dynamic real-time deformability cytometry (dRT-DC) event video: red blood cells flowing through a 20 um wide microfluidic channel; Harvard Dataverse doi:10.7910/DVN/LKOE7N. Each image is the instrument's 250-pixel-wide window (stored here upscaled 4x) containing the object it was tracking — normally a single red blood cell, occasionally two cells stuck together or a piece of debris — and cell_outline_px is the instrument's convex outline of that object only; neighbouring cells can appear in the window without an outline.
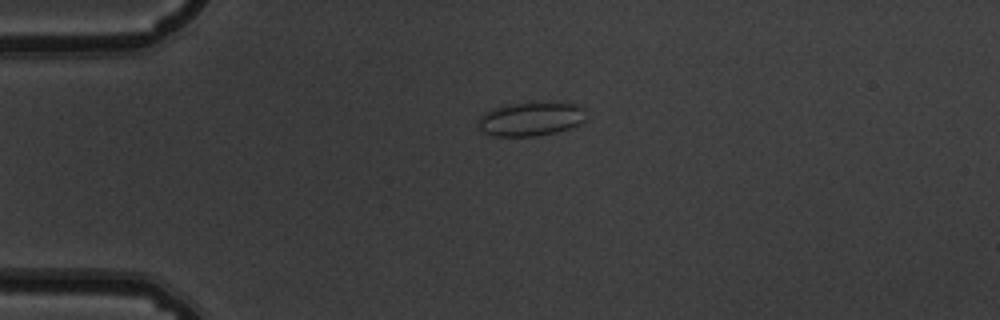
{"species": "common noctule bat (a hibernating species)", "species_latin": "Nyctalus noctula", "temperature_condition": "warm", "stored_images_in_passage": 41, "camera_frame_rate_fps": 3000, "um_per_image_px": 0.085, "animal": {"sex": "male", "body_mass_g": 19.5, "forearm_length_mm": 54.6}, "frame": {"image": 1, "passage_image": 1, "time_ms": 0.0, "image_size_px": [1000, 320], "cell_outline_px": [[588, 120], [572, 128], [556, 132], [536, 136], [492, 136], [484, 132], [480, 128], [480, 116], [484, 112], [492, 108], [512, 104], [580, 104], [584, 108]], "centroid_in_image_um": [45.18, 10.14], "position_along_channel_um": 39.8, "area_um2": 21.04}}
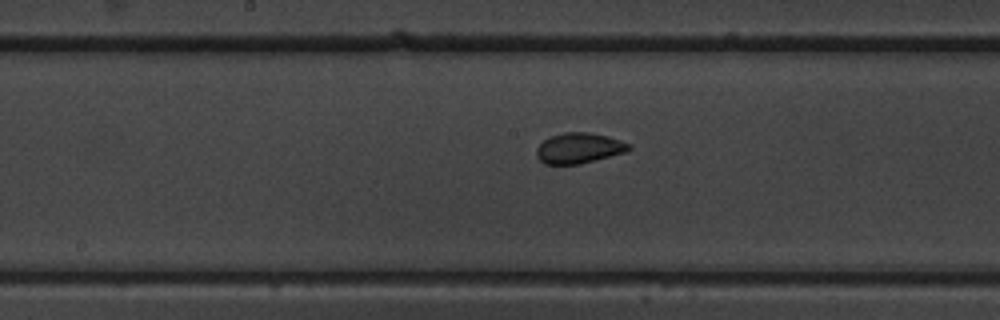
{"frame": {"image": 2, "passage_image": 16, "time_ms": 5.0, "image_size_px": [1000, 320], "cell_outline_px": [[632, 148], [628, 152], [580, 164], [544, 164], [536, 156], [536, 148], [544, 140], [552, 136], [564, 132], [588, 132], [608, 136], [632, 144]], "centroid_in_image_um": [49.25, 12.59], "position_along_channel_um": 198.9, "area_um2": 16.59}}
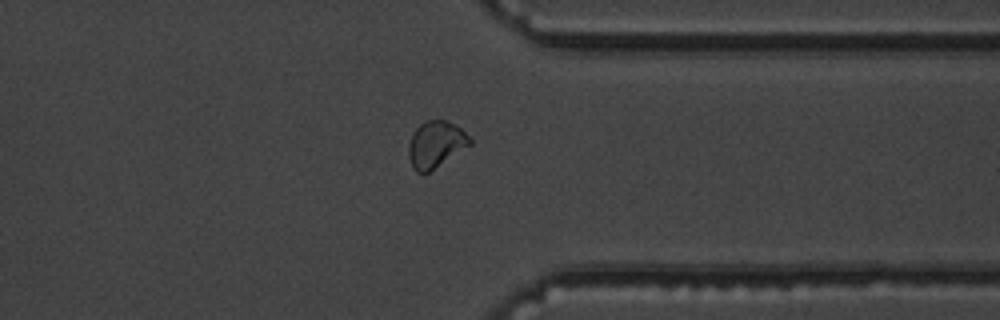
{"frame": {"image": 3, "passage_image": 30, "time_ms": 9.667, "image_size_px": [1000, 320], "cell_outline_px": [[472, 144], [428, 172], [416, 172], [412, 168], [408, 156], [408, 144], [412, 132], [424, 120], [444, 120], [456, 124], [472, 140]], "centroid_in_image_um": [37.01, 12.25], "position_along_channel_um": 374.4, "area_um2": 16.65}, "authors_computed_cell_mechanics": {"area_um2": 16.4152, "velocity_mm_per_s": 3.8037, "shape_relaxation_time_tau1_ms": 6.1913, "shape_relaxation_time_tau2_ms": null, "deformation_change_tau1": 0.1076, "deformation_change_tau2": null}}